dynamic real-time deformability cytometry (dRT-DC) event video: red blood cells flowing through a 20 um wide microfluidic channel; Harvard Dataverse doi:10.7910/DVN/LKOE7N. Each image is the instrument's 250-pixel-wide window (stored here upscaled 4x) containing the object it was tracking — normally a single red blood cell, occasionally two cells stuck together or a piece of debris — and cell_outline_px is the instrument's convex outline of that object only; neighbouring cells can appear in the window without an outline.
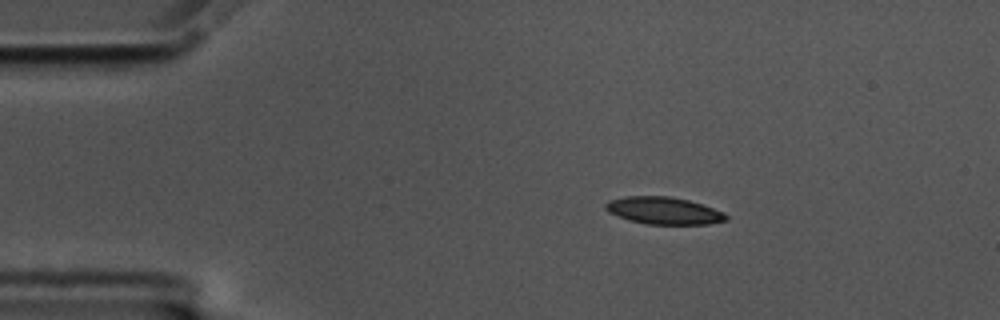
{"species": "common noctule bat (a hibernating species)", "species_latin": "Nyctalus noctula", "temperature_condition": "cold", "stored_images_in_passage": 49, "camera_frame_rate_fps": 3000, "um_per_image_px": 0.085, "animal": {"sex": "male", "body_mass_g": 17.5, "forearm_length_mm": 52.3}, "frame": {"image": 1, "passage_image": 1, "time_ms": 0.0, "image_size_px": [1000, 320], "cell_outline_px": [[728, 220], [708, 224], [648, 224], [628, 220], [616, 216], [608, 212], [604, 208], [604, 204], [608, 200], [624, 196], [668, 196], [688, 200], [724, 212], [728, 216]], "centroid_in_image_um": [56.37, 17.9], "position_along_channel_um": 28.6, "area_um2": 19.19}}
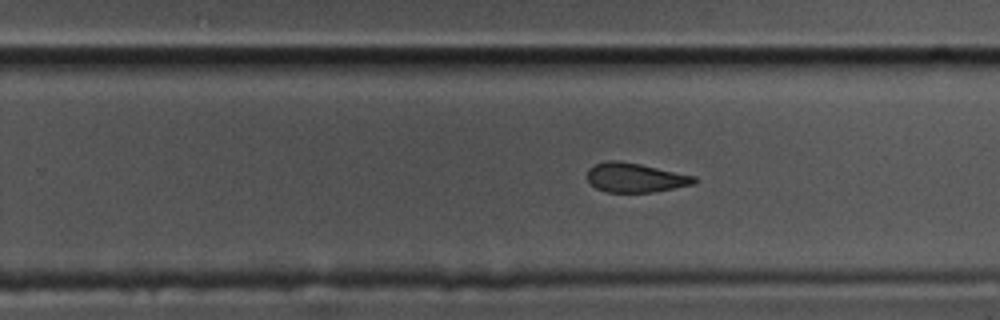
{"frame": {"image": 2, "passage_image": 27, "time_ms": 8.667, "image_size_px": [1000, 320], "cell_outline_px": [[696, 184], [652, 192], [608, 192], [596, 188], [588, 180], [588, 168], [596, 164], [608, 160], [620, 160], [640, 164], [696, 176]], "centroid_in_image_um": [54.01, 15.09], "position_along_channel_um": 275.8, "area_um2": 18.21}}
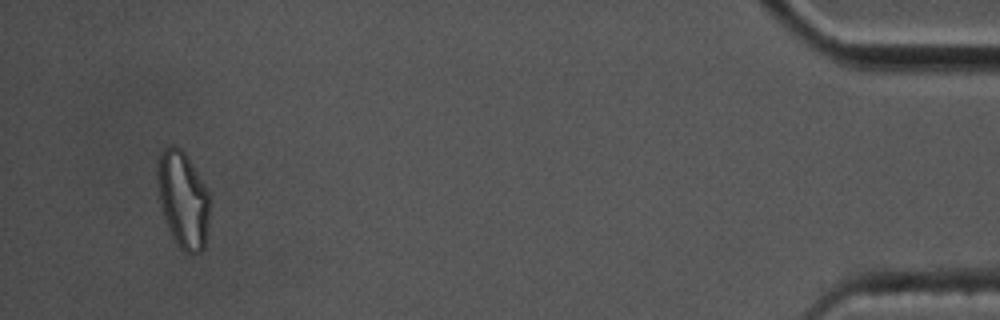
{"frame": {"image": 3, "passage_image": 46, "time_ms": 15.0, "image_size_px": [1000, 320], "cell_outline_px": [[208, 220], [204, 248], [200, 252], [192, 256], [184, 252], [180, 248], [172, 236], [164, 216], [160, 204], [156, 180], [156, 164], [164, 148], [168, 144], [172, 144], [180, 148], [188, 156], [208, 192]], "centroid_in_image_um": [15.52, 16.95], "position_along_channel_um": 419.7, "area_um2": 29.48}, "authors_computed_cell_mechanics": {"area_um2": 19.3052, "velocity_mm_per_s": 3.4767, "shape_relaxation_time_tau1_ms": 9.6291, "shape_relaxation_time_tau2_ms": 4.7131, "deformation_change_tau1": 0.1973, "deformation_change_tau2": 0.1205}}